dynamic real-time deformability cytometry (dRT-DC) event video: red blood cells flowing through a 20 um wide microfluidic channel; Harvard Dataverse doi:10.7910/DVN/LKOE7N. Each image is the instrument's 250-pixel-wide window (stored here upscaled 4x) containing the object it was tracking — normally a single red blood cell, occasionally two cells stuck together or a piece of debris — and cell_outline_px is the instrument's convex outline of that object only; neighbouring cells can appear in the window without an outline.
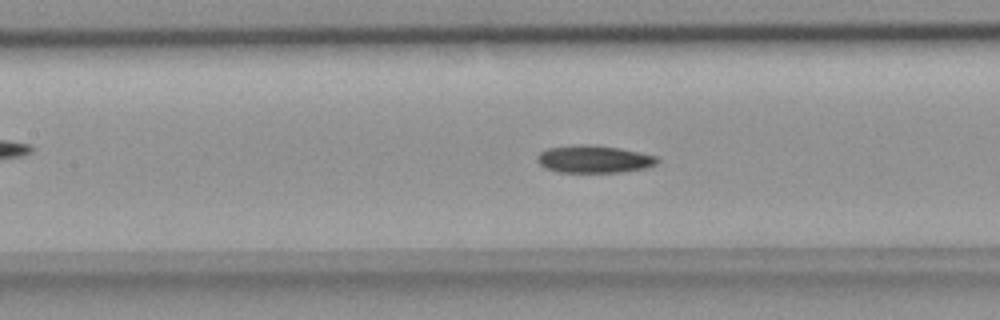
{"species": "common noctule bat (a hibernating species)", "species_latin": "Nyctalus noctula", "temperature_condition": "room temperature", "stored_images_in_passage": 51, "camera_frame_rate_fps": 3000, "um_per_image_px": 0.085, "animal": {"sex": "female", "body_mass_g": 18.4}, "frame": {"image": 1, "passage_image": 22, "time_ms": 7.0, "image_size_px": [1000, 320], "cell_outline_px": [[660, 160], [656, 164], [644, 168], [620, 172], [556, 172], [544, 168], [536, 160], [536, 156], [540, 152], [548, 148], [580, 144], [592, 144], [620, 148], [640, 152], [656, 156]], "centroid_in_image_um": [50.46, 13.52], "position_along_channel_um": 156.9, "area_um2": 19.36}}
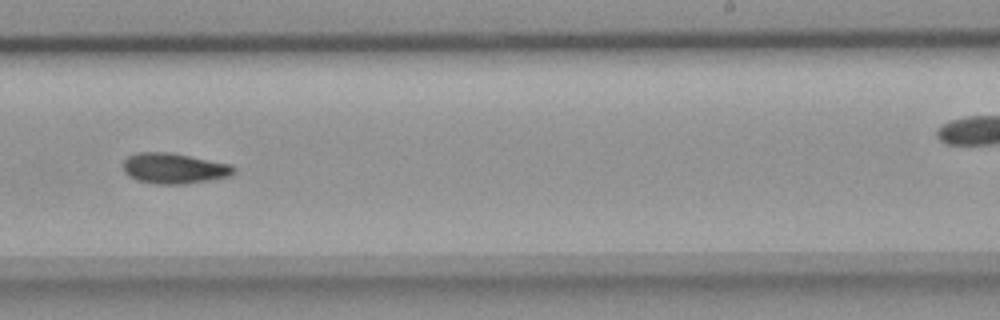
{"frame": {"image": 2, "passage_image": 31, "time_ms": 10.0, "image_size_px": [1000, 320], "cell_outline_px": [[236, 172], [232, 176], [212, 180], [188, 184], [156, 184], [136, 180], [128, 176], [124, 172], [124, 160], [128, 156], [136, 152], [172, 152], [232, 164], [236, 168]], "centroid_in_image_um": [14.84, 14.31], "position_along_channel_um": 274.2, "area_um2": 20.17}}
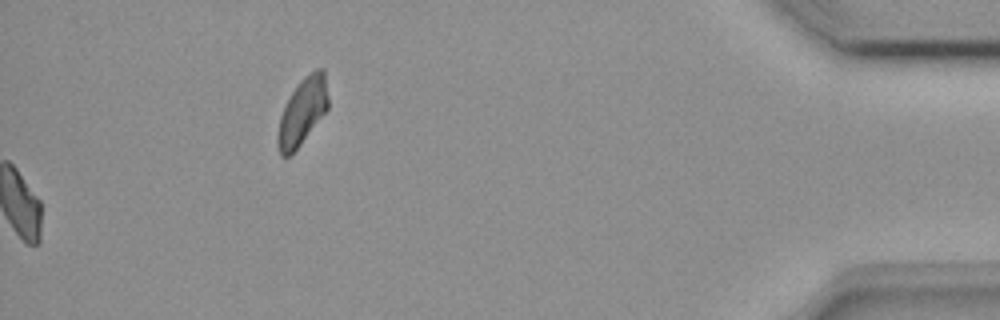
{"frame": {"image": 3, "passage_image": 51, "time_ms": 16.667, "image_size_px": [1000, 320], "cell_outline_px": [[328, 108], [300, 144], [288, 156], [280, 156], [276, 144], [276, 136], [280, 116], [284, 104], [300, 80], [304, 76], [316, 68], [324, 68], [328, 96]], "centroid_in_image_um": [25.68, 9.46], "position_along_channel_um": 409.5, "area_um2": 19.59}, "authors_computed_cell_mechanics": {"area_um2": 18.9584, "velocity_mm_per_s": 3.9339, "shape_relaxation_time_tau1_ms": 4.7473, "shape_relaxation_time_tau2_ms": 4.6851, "deformation_change_tau1": 0.1257, "deformation_change_tau2": 0.0928}}